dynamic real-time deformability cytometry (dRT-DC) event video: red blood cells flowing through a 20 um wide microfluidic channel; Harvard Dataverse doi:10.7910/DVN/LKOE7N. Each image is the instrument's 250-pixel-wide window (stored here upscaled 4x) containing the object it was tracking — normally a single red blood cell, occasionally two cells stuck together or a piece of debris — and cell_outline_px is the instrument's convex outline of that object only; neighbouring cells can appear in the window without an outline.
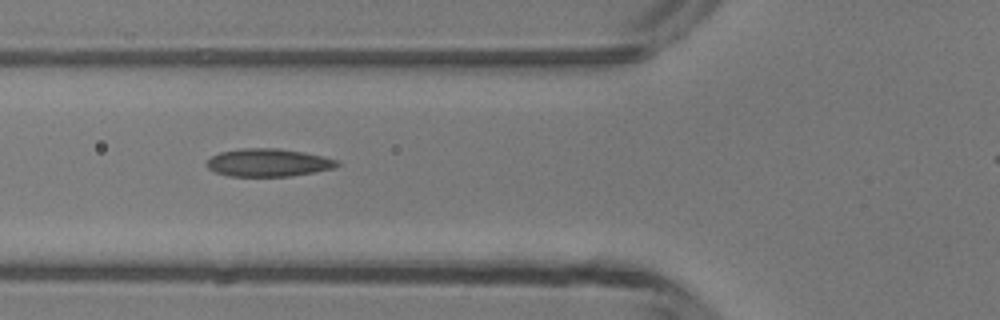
{"species": "common noctule bat (a hibernating species)", "species_latin": "Nyctalus noctula", "temperature_condition": "room temperature", "stored_images_in_passage": 6, "camera_frame_rate_fps": 3000, "um_per_image_px": 0.085, "animal": {"sex": "male", "body_mass_g": 13.3}, "frame": {"image": 1, "passage_image": 5, "time_ms": 5.667, "image_size_px": [1000, 320], "cell_outline_px": [[340, 164], [336, 168], [288, 176], [228, 176], [216, 172], [208, 168], [204, 164], [212, 156], [220, 152], [240, 148], [276, 148], [304, 152], [324, 156], [336, 160]], "centroid_in_image_um": [22.79, 13.81], "position_along_channel_um": 103.0, "area_um2": 21.15}}
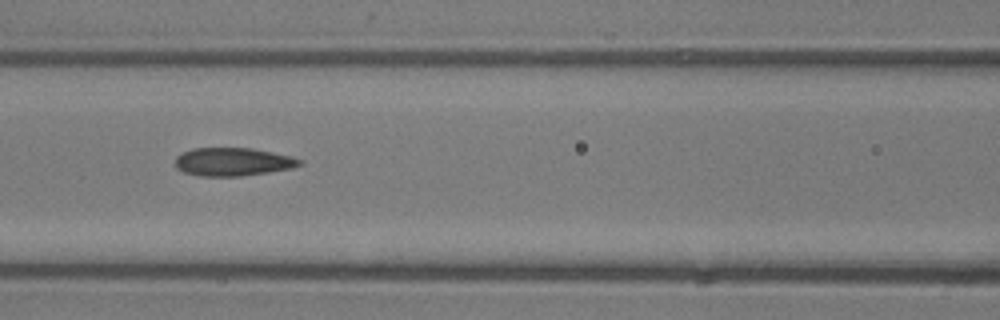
{"frame": {"image": 2, "passage_image": 6, "time_ms": 6.667, "image_size_px": [1000, 320], "cell_outline_px": [[304, 164], [292, 168], [268, 172], [240, 176], [200, 176], [184, 172], [176, 168], [176, 156], [192, 148], [252, 148], [292, 156], [304, 160]], "centroid_in_image_um": [19.83, 13.75], "position_along_channel_um": 146.8, "area_um2": 20.52}}